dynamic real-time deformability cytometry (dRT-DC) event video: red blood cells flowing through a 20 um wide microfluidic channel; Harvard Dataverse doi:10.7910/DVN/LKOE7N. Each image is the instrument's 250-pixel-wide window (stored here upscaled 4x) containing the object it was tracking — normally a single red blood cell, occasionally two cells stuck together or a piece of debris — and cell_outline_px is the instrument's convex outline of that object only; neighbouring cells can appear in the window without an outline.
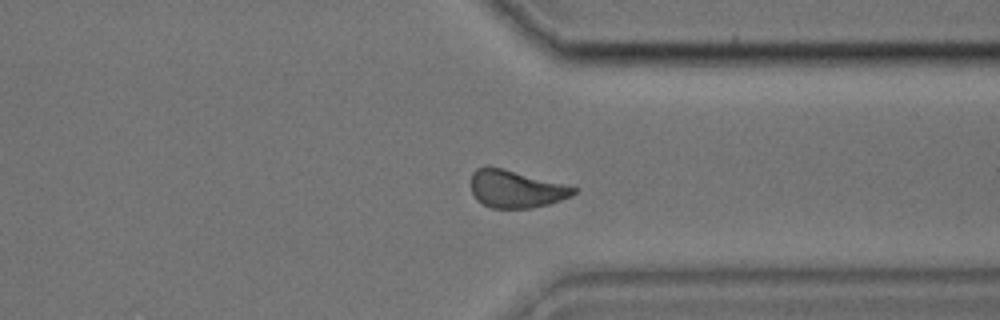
{"species": "common noctule bat (a hibernating species)", "species_latin": "Nyctalus noctula", "temperature_condition": "cold", "stored_images_in_passage": 36, "camera_frame_rate_fps": 3000, "um_per_image_px": 0.085, "animal": {"sex": "male", "body_mass_g": 17.9, "forearm_length_mm": 54.2}, "frame": {"image": 1, "passage_image": 26, "time_ms": 8.333, "image_size_px": [1000, 320], "cell_outline_px": [[576, 192], [572, 196], [548, 204], [532, 208], [492, 208], [476, 200], [472, 192], [472, 172], [476, 168], [488, 164], [504, 168], [564, 184], [576, 188]], "centroid_in_image_um": [43.81, 16.04], "position_along_channel_um": 367.6, "area_um2": 22.54}}